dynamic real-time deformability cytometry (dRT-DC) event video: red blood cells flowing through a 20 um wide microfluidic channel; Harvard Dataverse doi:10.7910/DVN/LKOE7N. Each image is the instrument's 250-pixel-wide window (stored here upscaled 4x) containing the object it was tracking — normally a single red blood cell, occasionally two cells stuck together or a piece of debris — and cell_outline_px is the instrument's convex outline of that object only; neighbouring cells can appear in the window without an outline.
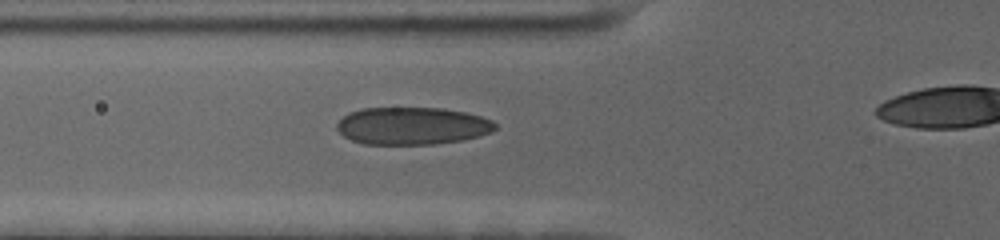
{"species": "human", "species_latin": "Homo sapiens", "temperature_condition": "cold", "stored_images_in_passage": 44, "camera_frame_rate_fps": 3000, "um_per_image_px": 0.085, "donor": {"sex": "female"}, "frame": {"image": 1, "passage_image": 15, "time_ms": 4.667, "image_size_px": [1000, 240], "cell_outline_px": [[496, 128], [492, 132], [480, 136], [464, 140], [436, 144], [364, 144], [352, 140], [344, 136], [336, 128], [336, 124], [348, 112], [360, 108], [444, 108], [464, 112], [480, 116], [492, 120], [496, 124]], "centroid_in_image_um": [35.05, 10.7], "position_along_channel_um": 90.8, "area_um2": 34.74}}
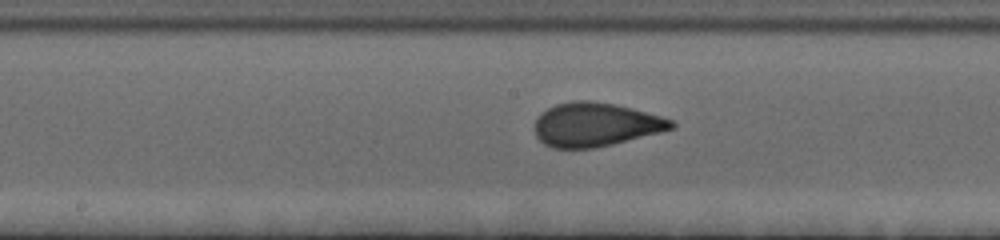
{"frame": {"image": 2, "passage_image": 24, "time_ms": 7.667, "image_size_px": [1000, 240], "cell_outline_px": [[676, 128], [612, 144], [592, 148], [552, 148], [544, 144], [536, 136], [536, 120], [540, 112], [556, 104], [572, 100], [588, 100], [616, 104], [632, 108], [660, 116], [672, 120], [676, 124]], "centroid_in_image_um": [50.61, 10.58], "position_along_channel_um": 197.6, "area_um2": 34.8}}
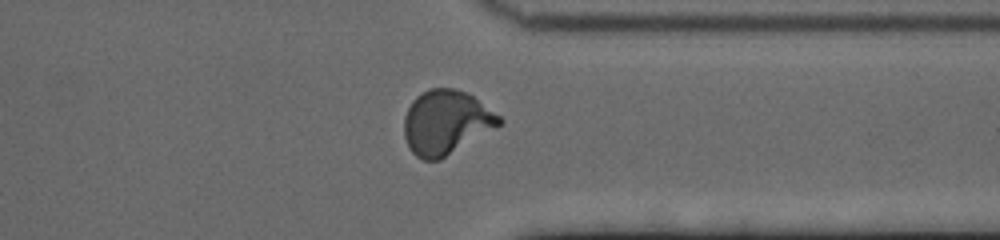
{"frame": {"image": 3, "passage_image": 39, "time_ms": 12.667, "image_size_px": [1000, 240], "cell_outline_px": [[504, 120], [500, 124], [440, 160], [424, 160], [416, 156], [412, 152], [404, 136], [404, 116], [412, 100], [416, 96], [428, 88], [456, 88], [472, 96], [500, 116]], "centroid_in_image_um": [37.87, 10.39], "position_along_channel_um": 373.5, "area_um2": 35.14}}